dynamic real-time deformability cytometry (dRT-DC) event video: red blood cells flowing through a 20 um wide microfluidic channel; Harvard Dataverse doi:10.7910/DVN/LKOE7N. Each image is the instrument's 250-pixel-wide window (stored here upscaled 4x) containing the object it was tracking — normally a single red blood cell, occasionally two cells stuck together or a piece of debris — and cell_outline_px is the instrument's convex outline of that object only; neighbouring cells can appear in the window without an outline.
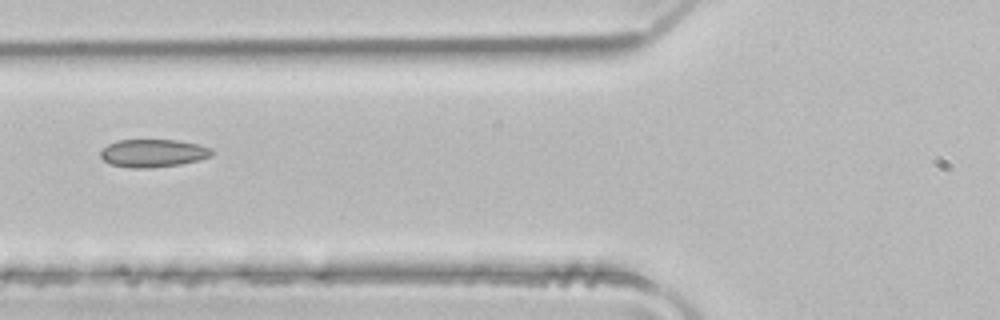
{"species": "common noctule bat (a hibernating species)", "species_latin": "Nyctalus noctula", "temperature_condition": "room temperature", "stored_images_in_passage": 4, "camera_frame_rate_fps": 3000, "um_per_image_px": 0.085, "animal": {"sex": "male", "body_mass_g": 21.5, "forearm_length_mm": 52.0}, "frame": {"image": 1, "passage_image": 4, "time_ms": 1.0, "image_size_px": [1000, 320], "cell_outline_px": [[212, 156], [200, 160], [180, 164], [148, 168], [132, 168], [108, 164], [100, 156], [100, 152], [108, 144], [116, 140], [176, 140], [196, 144], [212, 148]], "centroid_in_image_um": [13.0, 13.02], "position_along_channel_um": 112.8, "area_um2": 18.09}}